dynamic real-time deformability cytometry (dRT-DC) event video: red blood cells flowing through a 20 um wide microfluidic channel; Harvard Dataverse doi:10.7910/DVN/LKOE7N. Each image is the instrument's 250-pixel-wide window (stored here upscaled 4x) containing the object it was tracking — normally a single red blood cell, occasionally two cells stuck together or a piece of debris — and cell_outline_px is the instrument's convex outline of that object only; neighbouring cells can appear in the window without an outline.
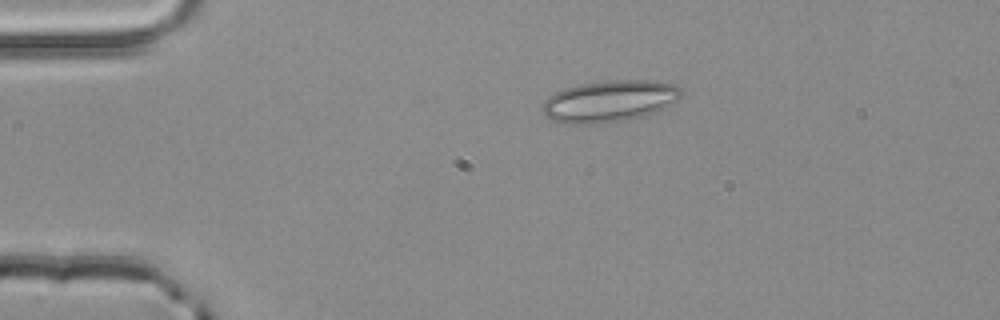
{"species": "common noctule bat (a hibernating species)", "species_latin": "Nyctalus noctula", "temperature_condition": "room temperature", "stored_images_in_passage": 3, "camera_frame_rate_fps": 3000, "um_per_image_px": 0.085, "animal": {"sex": "male", "body_mass_g": 20.4}, "frame": {"image": 1, "passage_image": 2, "time_ms": 0.333, "image_size_px": [1000, 320], "cell_outline_px": [[684, 92], [676, 100], [660, 112], [648, 116], [604, 124], [560, 124], [552, 120], [540, 108], [544, 100], [548, 96], [564, 88], [580, 84], [608, 80], [656, 80], [676, 84]], "centroid_in_image_um": [51.83, 8.61], "position_along_channel_um": 33.2, "area_um2": 34.51}}